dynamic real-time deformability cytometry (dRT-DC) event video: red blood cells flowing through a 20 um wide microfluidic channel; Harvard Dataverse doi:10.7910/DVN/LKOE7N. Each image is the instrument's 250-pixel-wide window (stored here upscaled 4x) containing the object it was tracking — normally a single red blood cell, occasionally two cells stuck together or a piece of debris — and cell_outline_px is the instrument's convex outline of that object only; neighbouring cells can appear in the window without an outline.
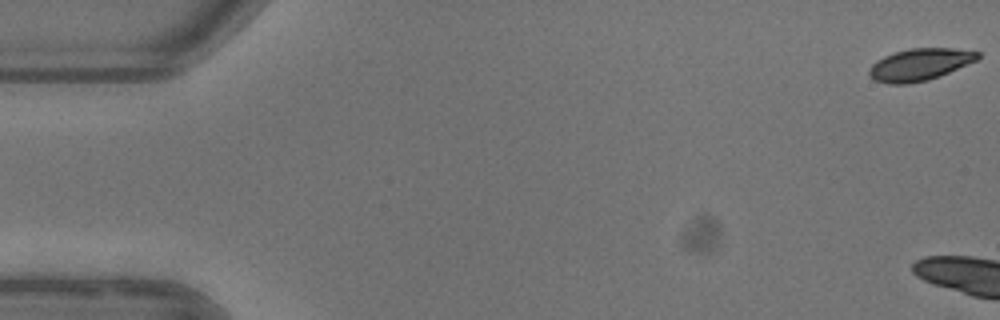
{"species": "common noctule bat (a hibernating species)", "species_latin": "Nyctalus noctula", "temperature_condition": "warm", "stored_images_in_passage": 6, "camera_frame_rate_fps": 3000, "um_per_image_px": 0.085, "animal": {"sex": "female"}, "frame": {"image": 1, "passage_image": 1, "time_ms": 0.0, "image_size_px": [1000, 320], "cell_outline_px": [[980, 56], [976, 60], [940, 76], [928, 80], [908, 84], [888, 84], [876, 80], [868, 76], [868, 68], [876, 60], [884, 56], [908, 48], [952, 48], [980, 52]], "centroid_in_image_um": [78.14, 5.49], "position_along_channel_um": 6.9, "area_um2": 20.29}}